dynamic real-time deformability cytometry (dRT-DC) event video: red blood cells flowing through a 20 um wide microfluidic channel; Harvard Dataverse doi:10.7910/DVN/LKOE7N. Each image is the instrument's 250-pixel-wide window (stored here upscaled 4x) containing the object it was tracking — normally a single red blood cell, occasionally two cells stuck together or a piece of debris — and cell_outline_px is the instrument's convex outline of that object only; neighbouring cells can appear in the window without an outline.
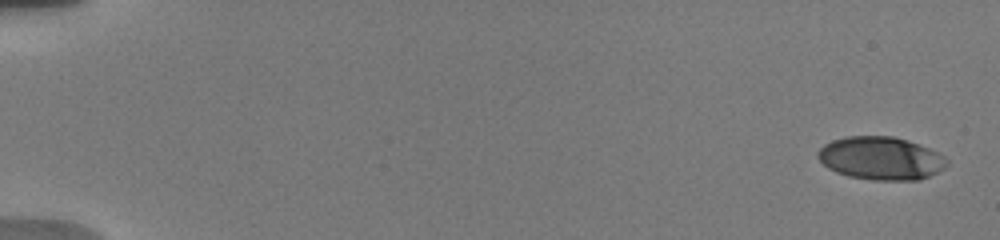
{"species": "human", "species_latin": "Homo sapiens", "temperature_condition": "warm", "stored_images_in_passage": 26, "camera_frame_rate_fps": 3000, "um_per_image_px": 0.085, "donor": {"sex": "male"}, "frame": {"image": 1, "passage_image": 1, "time_ms": 0.0, "image_size_px": [1000, 240], "cell_outline_px": [[948, 164], [944, 168], [920, 180], [872, 180], [848, 176], [836, 172], [828, 168], [816, 156], [816, 152], [824, 144], [832, 140], [844, 136], [892, 136], [908, 140], [928, 148], [944, 156], [948, 160]], "centroid_in_image_um": [74.84, 13.45], "position_along_channel_um": 10.2, "area_um2": 32.43}}
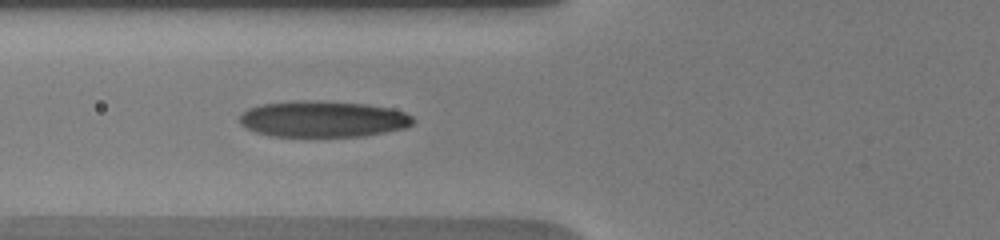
{"frame": {"image": 2, "passage_image": 23, "time_ms": 7.0, "image_size_px": [1000, 240], "cell_outline_px": [[416, 120], [412, 124], [404, 128], [384, 132], [360, 136], [272, 136], [256, 132], [244, 128], [240, 124], [240, 116], [248, 108], [260, 104], [292, 100], [320, 100], [368, 104], [392, 108], [404, 112], [412, 116]], "centroid_in_image_um": [27.43, 10.1], "position_along_channel_um": 98.4, "area_um2": 36.93}}
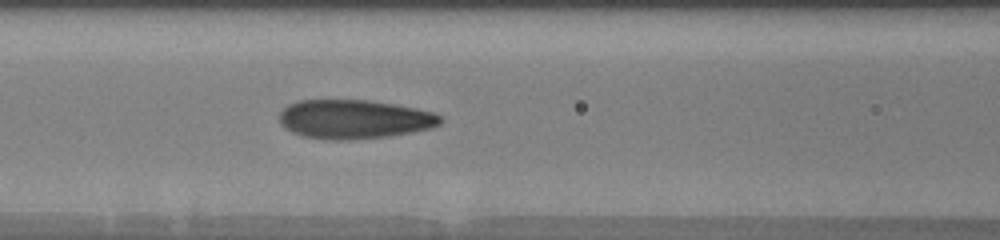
{"frame": {"image": 3, "passage_image": 26, "time_ms": 8.0, "image_size_px": [1000, 240], "cell_outline_px": [[444, 120], [440, 124], [432, 128], [412, 132], [388, 136], [348, 140], [332, 140], [304, 136], [292, 132], [280, 124], [280, 112], [288, 104], [296, 100], [368, 100], [396, 104], [416, 108], [432, 112], [440, 116]], "centroid_in_image_um": [30.11, 10.13], "position_along_channel_um": 136.5, "area_um2": 36.7}}